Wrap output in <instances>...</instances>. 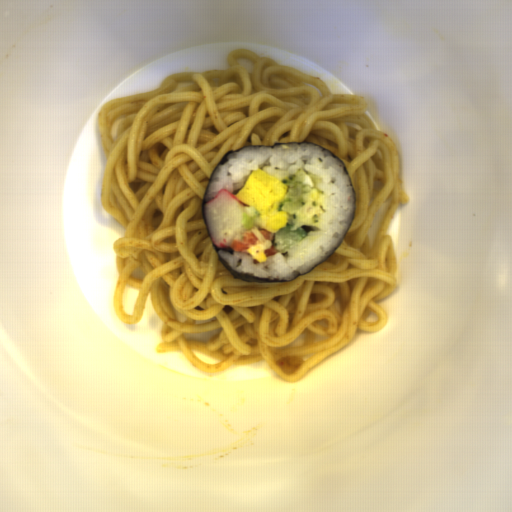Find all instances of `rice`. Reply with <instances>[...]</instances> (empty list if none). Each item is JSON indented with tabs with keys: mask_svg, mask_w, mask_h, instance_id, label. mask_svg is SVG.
I'll return each mask as SVG.
<instances>
[{
	"mask_svg": "<svg viewBox=\"0 0 512 512\" xmlns=\"http://www.w3.org/2000/svg\"><path fill=\"white\" fill-rule=\"evenodd\" d=\"M219 164L205 203L225 189L236 196L252 170L261 169L273 177L286 179L299 169L320 177L323 198L318 227L286 253L266 255L272 240L257 241L249 252L233 254L217 251L235 271L271 281L294 279L326 260L339 245L354 215L353 186L341 160L316 145L292 143L276 147H242Z\"/></svg>",
	"mask_w": 512,
	"mask_h": 512,
	"instance_id": "652b925c",
	"label": "rice"
}]
</instances>
